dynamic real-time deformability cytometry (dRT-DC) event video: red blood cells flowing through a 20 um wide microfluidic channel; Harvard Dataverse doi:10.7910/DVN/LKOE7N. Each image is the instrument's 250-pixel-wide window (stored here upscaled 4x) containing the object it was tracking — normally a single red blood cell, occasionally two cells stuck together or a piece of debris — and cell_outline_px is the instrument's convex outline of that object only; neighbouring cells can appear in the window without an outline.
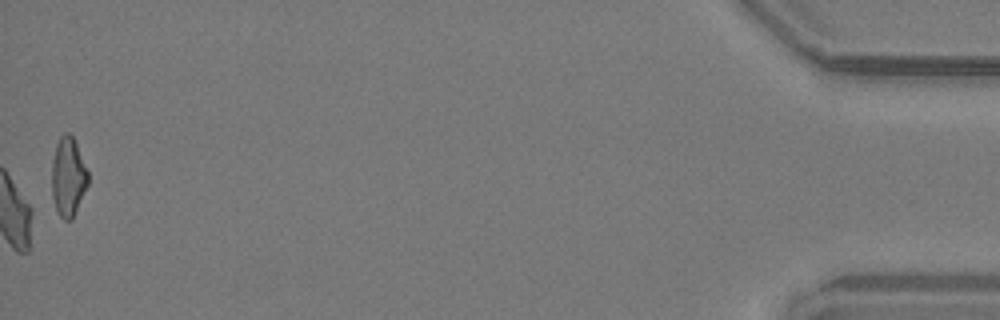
{"species": "common noctule bat (a hibernating species)", "species_latin": "Nyctalus noctula", "temperature_condition": "warm", "stored_images_in_passage": 42, "camera_frame_rate_fps": 3000, "um_per_image_px": 0.085, "animal": {"sex": "male", "body_mass_g": 19.2, "forearm_length_mm": 51.8}, "frame": {"image": 1, "passage_image": 42, "time_ms": 13.667, "image_size_px": [1000, 320], "cell_outline_px": [[88, 184], [72, 220], [64, 220], [60, 216], [56, 208], [52, 196], [52, 160], [56, 144], [60, 136], [64, 132], [68, 132], [72, 136], [76, 144], [88, 172]], "centroid_in_image_um": [5.78, 15.03], "position_along_channel_um": 429.4, "area_um2": 16.59}}